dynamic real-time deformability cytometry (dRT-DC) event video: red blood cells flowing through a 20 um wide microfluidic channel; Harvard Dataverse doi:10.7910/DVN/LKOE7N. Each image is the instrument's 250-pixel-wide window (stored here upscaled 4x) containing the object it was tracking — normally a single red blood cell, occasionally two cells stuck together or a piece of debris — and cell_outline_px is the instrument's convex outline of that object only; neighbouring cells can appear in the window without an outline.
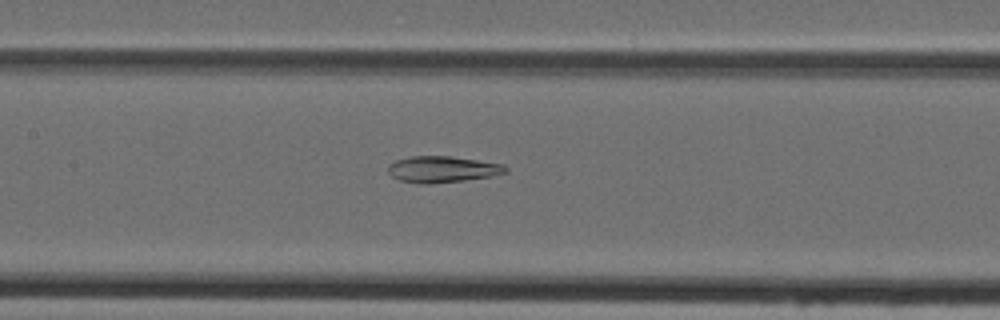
{"species": "Egyptian fruit bat (a non-hibernating species)", "species_latin": "Rousettus aegyptiacus", "temperature_condition": "cold", "stored_images_in_passage": 39, "camera_frame_rate_fps": 3000, "um_per_image_px": 0.085, "animal": {"sex": "female"}, "frame": {"image": 1, "passage_image": 14, "time_ms": 4.333, "image_size_px": [1000, 320], "cell_outline_px": [[508, 172], [492, 176], [464, 180], [432, 184], [420, 184], [400, 180], [392, 176], [388, 172], [388, 164], [396, 160], [412, 156], [452, 156], [504, 164], [508, 168]], "centroid_in_image_um": [37.62, 14.39], "position_along_channel_um": 169.8, "area_um2": 18.15}}
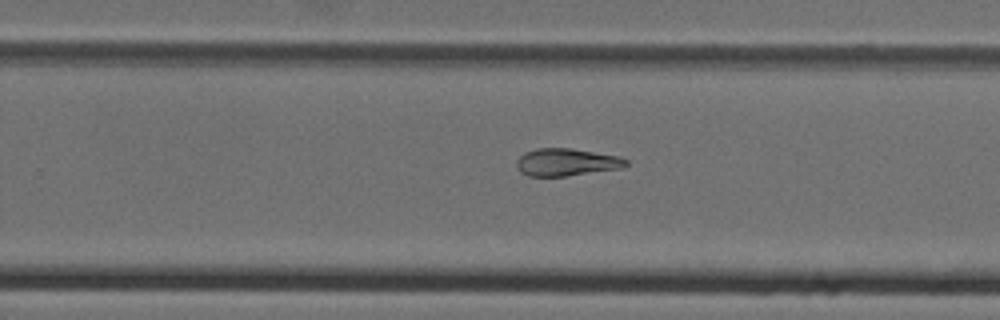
{"frame": {"image": 2, "passage_image": 22, "time_ms": 7.0, "image_size_px": [1000, 320], "cell_outline_px": [[628, 164], [620, 168], [568, 176], [528, 176], [520, 172], [516, 164], [516, 160], [524, 152], [536, 148], [572, 148], [616, 156], [628, 160]], "centroid_in_image_um": [48.1, 13.78], "position_along_channel_um": 281.7, "area_um2": 17.46}}
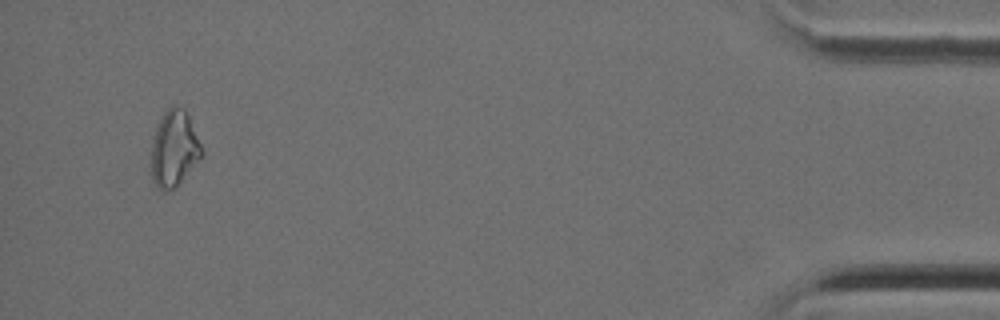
{"frame": {"image": 3, "passage_image": 37, "time_ms": 12.0, "image_size_px": [1000, 320], "cell_outline_px": [[204, 156], [176, 188], [168, 192], [164, 192], [156, 184], [152, 176], [152, 140], [156, 128], [164, 112], [172, 104], [176, 104], [184, 108], [188, 116], [204, 152]], "centroid_in_image_um": [14.83, 12.65], "position_along_channel_um": 420.4, "area_um2": 22.48}}